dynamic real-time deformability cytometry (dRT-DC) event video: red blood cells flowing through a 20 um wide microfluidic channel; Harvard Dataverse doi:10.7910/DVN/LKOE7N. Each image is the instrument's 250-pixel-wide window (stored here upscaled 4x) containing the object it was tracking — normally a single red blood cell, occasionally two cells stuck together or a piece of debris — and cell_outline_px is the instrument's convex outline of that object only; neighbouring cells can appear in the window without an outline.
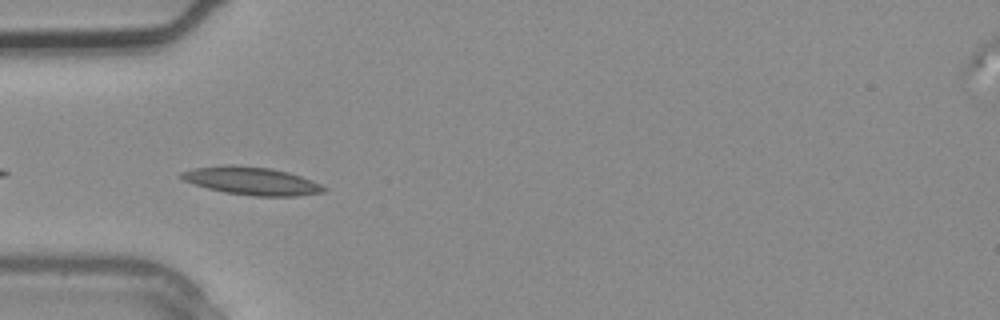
{"species": "common noctule bat (a hibernating species)", "species_latin": "Nyctalus noctula", "temperature_condition": "warm", "stored_images_in_passage": 2, "camera_frame_rate_fps": 3000, "um_per_image_px": 0.085, "animal": {"sex": "male", "body_mass_g": 20.4}, "frame": {"image": 1, "passage_image": 2, "time_ms": 0.333, "image_size_px": [1000, 320], "cell_outline_px": [[328, 188], [324, 192], [296, 196], [252, 196], [224, 192], [208, 188], [184, 180], [176, 176], [180, 172], [196, 168], [228, 164], [232, 164], [272, 168], [288, 172], [312, 180]], "centroid_in_image_um": [21.39, 15.37], "position_along_channel_um": 63.6, "area_um2": 23.24}}